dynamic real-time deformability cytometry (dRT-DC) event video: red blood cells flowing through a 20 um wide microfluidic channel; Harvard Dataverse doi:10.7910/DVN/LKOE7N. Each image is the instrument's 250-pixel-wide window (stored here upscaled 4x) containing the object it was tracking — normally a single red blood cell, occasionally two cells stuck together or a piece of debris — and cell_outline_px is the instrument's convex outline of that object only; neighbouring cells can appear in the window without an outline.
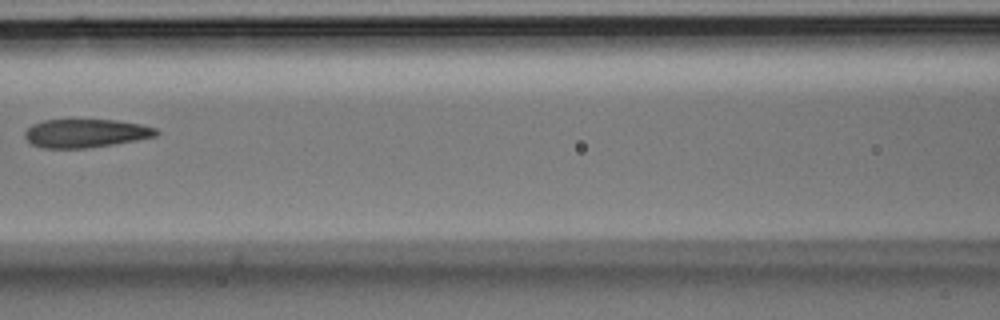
{"species": "Egyptian fruit bat (a non-hibernating species)", "species_latin": "Rousettus aegyptiacus", "temperature_condition": "room temperature", "stored_images_in_passage": 4, "camera_frame_rate_fps": 3000, "um_per_image_px": 0.085, "animal": {"sex": "male"}, "frame": {"image": 1, "passage_image": 4, "time_ms": 1.0, "image_size_px": [1000, 320], "cell_outline_px": [[160, 132], [156, 136], [136, 140], [88, 148], [40, 148], [32, 144], [24, 136], [24, 132], [32, 124], [44, 120], [116, 120], [144, 124], [156, 128]], "centroid_in_image_um": [7.29, 11.32], "position_along_channel_um": 159.3, "area_um2": 21.85}}